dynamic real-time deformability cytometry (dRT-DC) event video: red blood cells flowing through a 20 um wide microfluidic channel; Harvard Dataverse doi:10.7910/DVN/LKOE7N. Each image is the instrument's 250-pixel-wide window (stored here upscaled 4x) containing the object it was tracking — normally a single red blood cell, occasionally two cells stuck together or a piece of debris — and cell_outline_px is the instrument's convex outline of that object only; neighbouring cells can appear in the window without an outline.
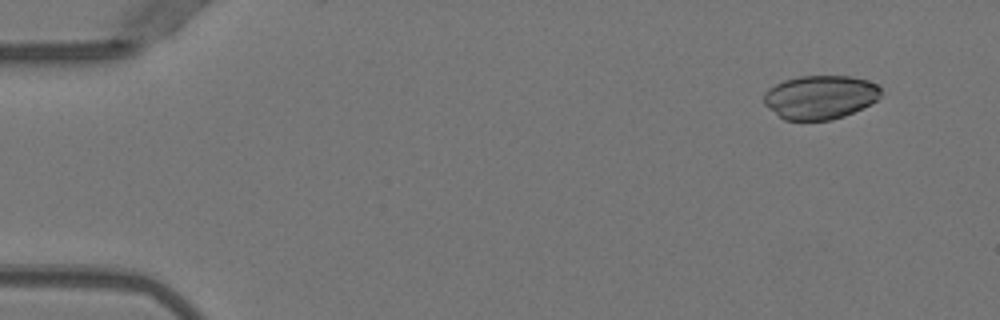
{"species": "Egyptian fruit bat (a non-hibernating species)", "species_latin": "Rousettus aegyptiacus", "temperature_condition": "warm", "stored_images_in_passage": 4, "segment_of_instrument_passage": [1, 2], "camera_frame_rate_fps": 3000, "um_per_image_px": 0.085, "animal": {"sex": "female"}, "frame": {"image": 1, "passage_image": 1, "time_ms": 0.0, "image_size_px": [1000, 320], "cell_outline_px": [[880, 96], [872, 104], [844, 116], [832, 120], [784, 120], [764, 104], [764, 92], [768, 88], [784, 80], [800, 76], [852, 76], [868, 80], [880, 84]], "centroid_in_image_um": [69.73, 8.25], "position_along_channel_um": 15.3, "area_um2": 30.06}}